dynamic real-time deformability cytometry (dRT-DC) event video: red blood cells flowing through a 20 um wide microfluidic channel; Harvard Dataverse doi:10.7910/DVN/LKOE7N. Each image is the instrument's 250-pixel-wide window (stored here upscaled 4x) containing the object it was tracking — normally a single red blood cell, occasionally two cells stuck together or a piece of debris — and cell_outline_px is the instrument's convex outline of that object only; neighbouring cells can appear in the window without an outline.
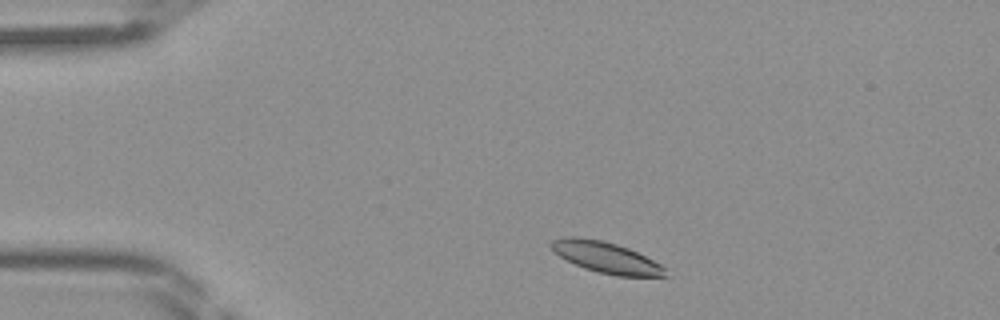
{"species": "Egyptian fruit bat (a non-hibernating species)", "species_latin": "Rousettus aegyptiacus", "temperature_condition": "room temperature", "stored_images_in_passage": 37, "camera_frame_rate_fps": 3000, "um_per_image_px": 0.085, "frame": {"image": 1, "passage_image": 1, "time_ms": 0.0, "image_size_px": [1000, 320], "cell_outline_px": [[668, 276], [616, 276], [596, 272], [584, 268], [552, 252], [548, 244], [552, 240], [564, 236], [580, 236], [604, 240], [628, 248], [668, 268]], "centroid_in_image_um": [51.48, 21.87], "position_along_channel_um": 33.5, "area_um2": 20.92}}
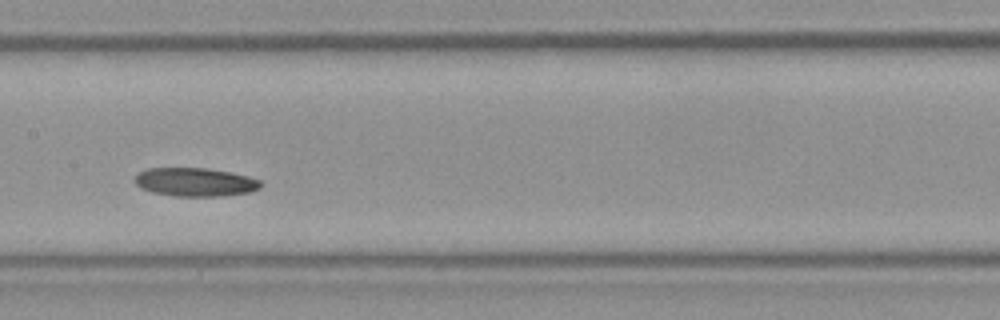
{"frame": {"image": 2, "passage_image": 15, "time_ms": 4.667, "image_size_px": [1000, 320], "cell_outline_px": [[264, 184], [260, 188], [248, 192], [224, 196], [176, 196], [152, 192], [140, 188], [132, 180], [140, 172], [148, 168], [204, 168], [228, 172], [248, 176], [260, 180]], "centroid_in_image_um": [16.58, 15.48], "position_along_channel_um": 190.8, "area_um2": 20.92}}
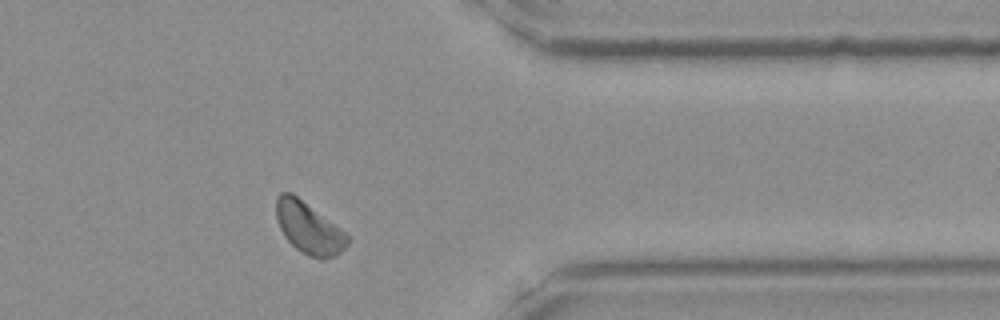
{"frame": {"image": 3, "passage_image": 29, "time_ms": 9.333, "image_size_px": [1000, 320], "cell_outline_px": [[348, 244], [336, 256], [324, 260], [320, 260], [308, 256], [296, 248], [284, 236], [276, 220], [276, 196], [280, 192], [292, 192], [344, 232], [348, 236]], "centroid_in_image_um": [26.21, 19.39], "position_along_channel_um": 385.2, "area_um2": 21.27}}